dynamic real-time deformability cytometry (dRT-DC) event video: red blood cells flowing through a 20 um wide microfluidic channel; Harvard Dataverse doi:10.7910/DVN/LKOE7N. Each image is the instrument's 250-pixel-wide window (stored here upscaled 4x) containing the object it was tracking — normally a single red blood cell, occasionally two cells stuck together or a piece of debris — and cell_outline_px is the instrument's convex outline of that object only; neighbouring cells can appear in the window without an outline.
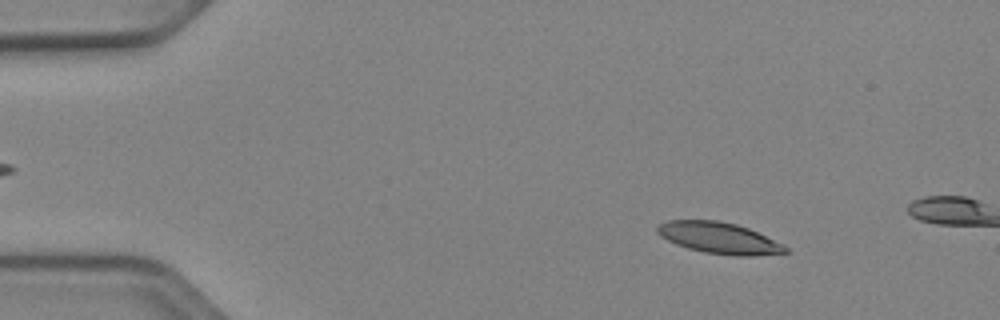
{"species": "Egyptian fruit bat (a non-hibernating species)", "species_latin": "Rousettus aegyptiacus", "temperature_condition": "cold", "stored_images_in_passage": 14, "camera_frame_rate_fps": 3000, "um_per_image_px": 0.085, "animal": {"sex": "female"}, "frame": {"image": 1, "passage_image": 7, "time_ms": 2.0, "image_size_px": [1000, 320], "cell_outline_px": [[788, 252], [752, 256], [736, 256], [704, 252], [688, 248], [676, 244], [660, 236], [656, 232], [656, 228], [660, 224], [668, 220], [716, 220], [736, 224], [748, 228], [784, 244], [788, 248]], "centroid_in_image_um": [61.12, 20.23], "position_along_channel_um": 23.9, "area_um2": 23.29}}